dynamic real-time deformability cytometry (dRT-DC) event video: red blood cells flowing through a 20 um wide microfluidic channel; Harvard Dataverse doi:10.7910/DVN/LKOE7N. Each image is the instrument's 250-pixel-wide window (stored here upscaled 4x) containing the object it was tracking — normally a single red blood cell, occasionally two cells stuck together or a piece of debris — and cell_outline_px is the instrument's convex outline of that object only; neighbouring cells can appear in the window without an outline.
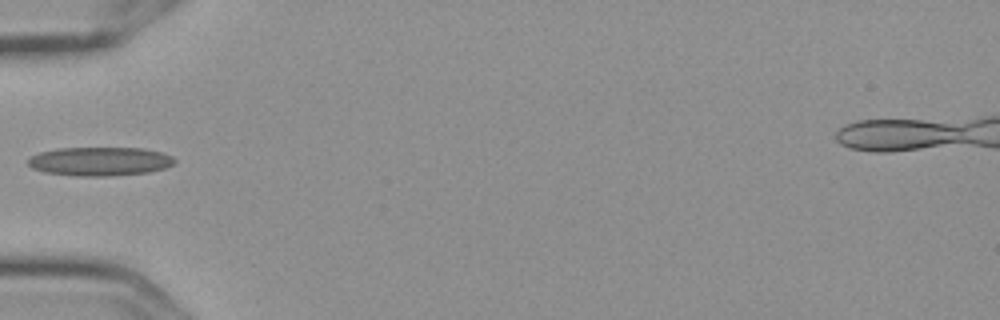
{"species": "Egyptian fruit bat (a non-hibernating species)", "species_latin": "Rousettus aegyptiacus", "temperature_condition": "cold", "stored_images_in_passage": 1, "camera_frame_rate_fps": 3000, "um_per_image_px": 0.085, "frame": {"image": 1, "passage_image": 1, "time_ms": 0.0, "image_size_px": [1000, 320], "cell_outline_px": [[176, 164], [164, 168], [148, 172], [108, 176], [76, 176], [44, 172], [32, 168], [28, 164], [28, 160], [32, 156], [40, 152], [56, 148], [144, 148], [160, 152], [172, 156], [176, 160]], "centroid_in_image_um": [8.5, 13.71], "position_along_channel_um": 76.5, "area_um2": 24.62}}